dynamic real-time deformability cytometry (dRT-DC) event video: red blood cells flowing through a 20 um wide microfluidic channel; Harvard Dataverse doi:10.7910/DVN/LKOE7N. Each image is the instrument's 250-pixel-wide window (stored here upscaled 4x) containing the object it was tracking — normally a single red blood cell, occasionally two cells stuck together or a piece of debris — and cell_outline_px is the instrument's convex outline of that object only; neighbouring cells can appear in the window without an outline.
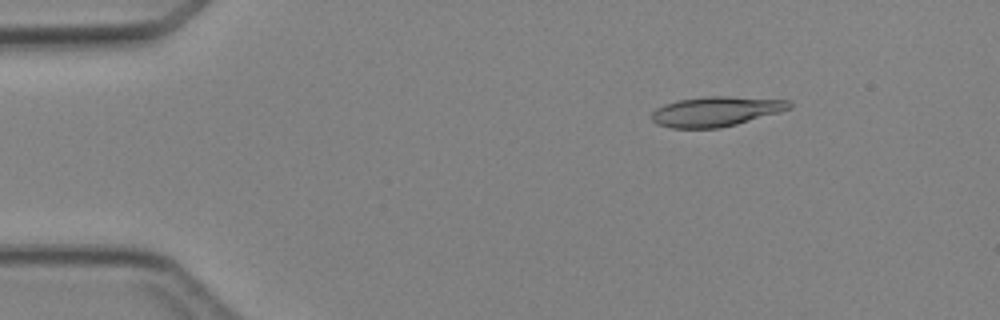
{"species": "Egyptian fruit bat (a non-hibernating species)", "species_latin": "Rousettus aegyptiacus", "temperature_condition": "cold", "stored_images_in_passage": 4, "camera_frame_rate_fps": 3000, "um_per_image_px": 0.085, "animal": {"sex": "female"}, "frame": {"image": 1, "passage_image": 2, "time_ms": 1.0, "image_size_px": [1000, 320], "cell_outline_px": [[792, 108], [780, 112], [736, 124], [720, 128], [672, 128], [656, 124], [652, 120], [652, 112], [656, 108], [664, 104], [680, 100], [708, 96], [728, 96], [788, 100], [792, 104]], "centroid_in_image_um": [60.86, 9.47], "position_along_channel_um": 24.1, "area_um2": 23.87}}